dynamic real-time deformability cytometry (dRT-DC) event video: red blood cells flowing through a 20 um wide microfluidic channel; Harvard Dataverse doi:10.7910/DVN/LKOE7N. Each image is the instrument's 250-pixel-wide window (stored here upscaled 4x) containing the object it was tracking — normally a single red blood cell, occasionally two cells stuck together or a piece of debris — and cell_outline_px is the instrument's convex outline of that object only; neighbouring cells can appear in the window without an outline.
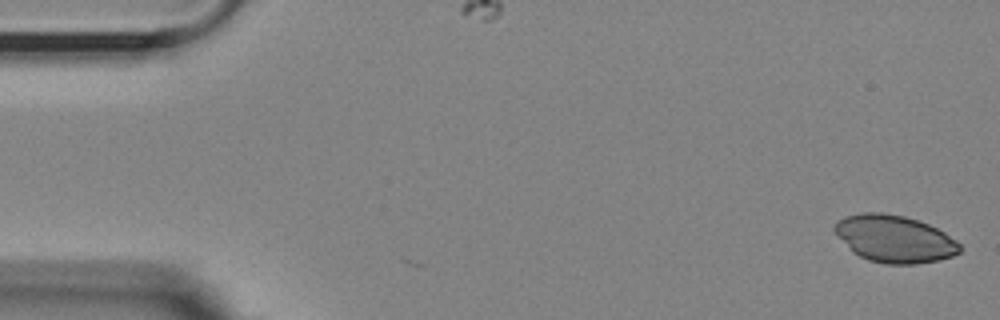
{"species": "Egyptian fruit bat (a non-hibernating species)", "species_latin": "Rousettus aegyptiacus", "temperature_condition": "room temperature", "stored_images_in_passage": 2, "camera_frame_rate_fps": 3000, "um_per_image_px": 0.085, "animal": {"sex": "female"}, "frame": {"image": 1, "passage_image": 2, "time_ms": 0.333, "image_size_px": [1000, 320], "cell_outline_px": [[960, 252], [952, 256], [940, 260], [916, 264], [884, 264], [868, 260], [852, 252], [848, 248], [832, 228], [836, 220], [844, 216], [864, 212], [880, 212], [904, 216], [928, 224], [944, 232], [956, 240], [960, 244]], "centroid_in_image_um": [76.01, 20.3], "position_along_channel_um": 9.0, "area_um2": 34.56}}